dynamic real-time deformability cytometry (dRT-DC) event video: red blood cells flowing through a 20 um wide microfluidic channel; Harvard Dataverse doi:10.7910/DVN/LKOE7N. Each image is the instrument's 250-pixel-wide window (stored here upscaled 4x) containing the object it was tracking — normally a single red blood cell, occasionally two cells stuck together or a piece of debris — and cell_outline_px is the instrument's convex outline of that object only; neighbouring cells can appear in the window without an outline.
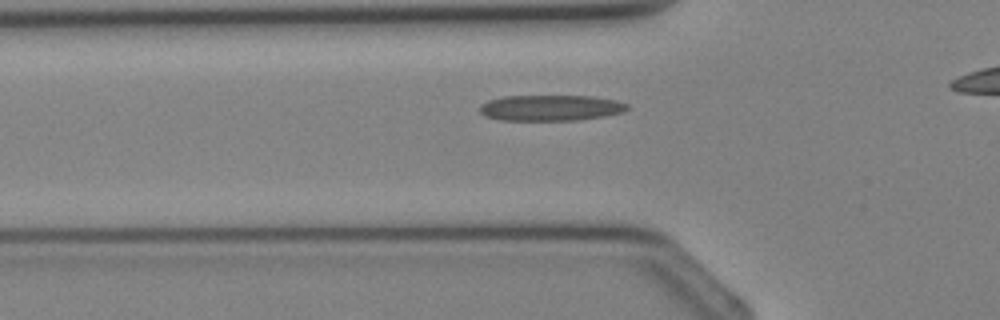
{"species": "Egyptian fruit bat (a non-hibernating species)", "species_latin": "Rousettus aegyptiacus", "temperature_condition": "cold", "stored_images_in_passage": 27, "camera_frame_rate_fps": 3000, "um_per_image_px": 0.085, "animal": {"sex": "female"}, "frame": {"image": 1, "passage_image": 9, "time_ms": 2.667, "image_size_px": [1000, 320], "cell_outline_px": [[628, 108], [624, 112], [604, 116], [580, 120], [500, 120], [484, 116], [480, 112], [480, 104], [488, 100], [504, 96], [592, 96], [616, 100], [628, 104]], "centroid_in_image_um": [46.8, 9.17], "position_along_channel_um": 79.0, "area_um2": 22.31}}
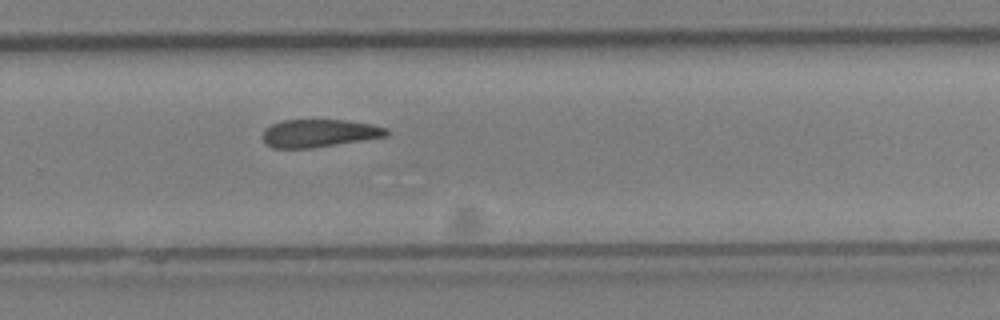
{"frame": {"image": 2, "passage_image": 21, "time_ms": 6.667, "image_size_px": [1000, 320], "cell_outline_px": [[392, 132], [388, 136], [312, 148], [272, 148], [264, 144], [264, 128], [272, 124], [284, 120], [344, 120], [372, 124], [388, 128]], "centroid_in_image_um": [27.16, 11.32], "position_along_channel_um": 302.6, "area_um2": 20.17}}
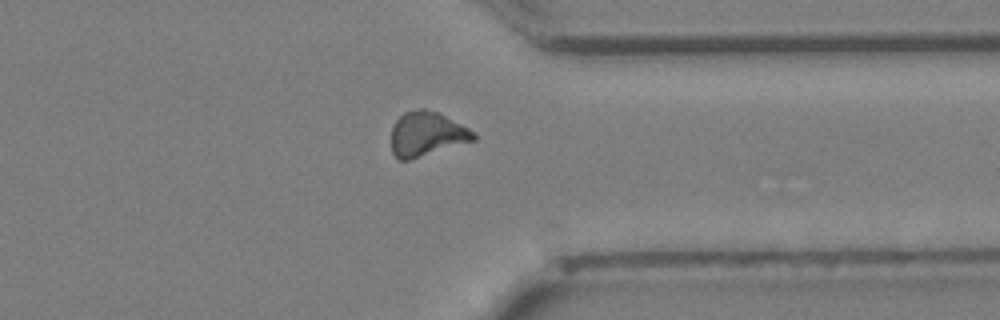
{"frame": {"image": 3, "passage_image": 25, "time_ms": 8.0, "image_size_px": [1000, 320], "cell_outline_px": [[476, 140], [408, 160], [396, 160], [392, 152], [392, 124], [404, 112], [420, 108], [424, 108], [436, 112], [468, 128], [476, 136]], "centroid_in_image_um": [36.23, 11.4], "position_along_channel_um": 375.2, "area_um2": 21.1}}